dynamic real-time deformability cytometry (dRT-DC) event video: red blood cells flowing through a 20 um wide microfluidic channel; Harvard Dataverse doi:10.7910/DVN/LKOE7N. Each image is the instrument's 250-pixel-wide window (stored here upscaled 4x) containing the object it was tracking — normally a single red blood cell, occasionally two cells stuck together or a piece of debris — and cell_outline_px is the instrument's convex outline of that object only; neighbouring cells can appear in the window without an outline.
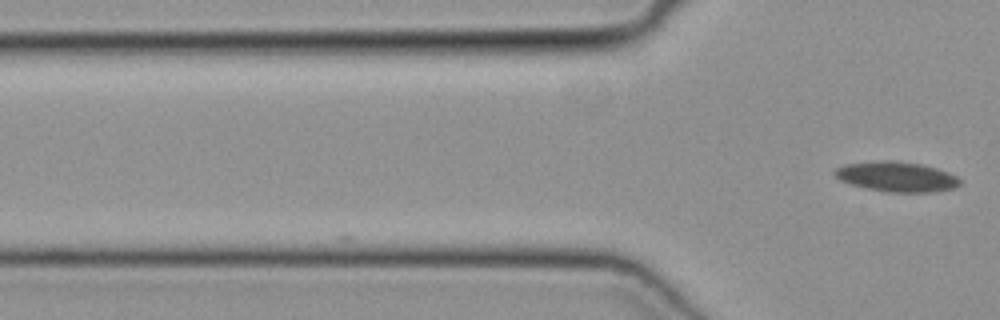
{"species": "common noctule bat (a hibernating species)", "species_latin": "Nyctalus noctula", "temperature_condition": "cold", "stored_images_in_passage": 6, "camera_frame_rate_fps": 3000, "um_per_image_px": 0.085, "animal": {"sex": "female", "body_mass_g": 19.3, "forearm_length_mm": 54.1}, "frame": {"image": 1, "passage_image": 6, "time_ms": 1.667, "image_size_px": [1000, 320], "cell_outline_px": [[960, 184], [956, 188], [936, 192], [888, 192], [864, 188], [840, 180], [832, 172], [836, 168], [848, 164], [880, 160], [892, 160], [920, 164], [936, 168], [948, 172], [956, 176], [960, 180]], "centroid_in_image_um": [76.23, 15.03], "position_along_channel_um": 49.6, "area_um2": 21.91}}